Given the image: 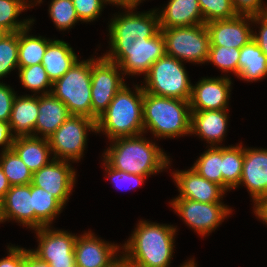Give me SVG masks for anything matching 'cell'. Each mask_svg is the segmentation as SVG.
Instances as JSON below:
<instances>
[{"instance_id": "obj_1", "label": "cell", "mask_w": 267, "mask_h": 267, "mask_svg": "<svg viewBox=\"0 0 267 267\" xmlns=\"http://www.w3.org/2000/svg\"><path fill=\"white\" fill-rule=\"evenodd\" d=\"M132 236L121 247L125 267H169L173 257L176 228L139 221Z\"/></svg>"}, {"instance_id": "obj_2", "label": "cell", "mask_w": 267, "mask_h": 267, "mask_svg": "<svg viewBox=\"0 0 267 267\" xmlns=\"http://www.w3.org/2000/svg\"><path fill=\"white\" fill-rule=\"evenodd\" d=\"M113 139L104 153V160L119 171L148 177L167 168L170 159L167 154L155 144L142 137Z\"/></svg>"}, {"instance_id": "obj_3", "label": "cell", "mask_w": 267, "mask_h": 267, "mask_svg": "<svg viewBox=\"0 0 267 267\" xmlns=\"http://www.w3.org/2000/svg\"><path fill=\"white\" fill-rule=\"evenodd\" d=\"M134 88L135 92H132L125 84L116 93L107 109L98 117L96 133L105 132L110 141L144 133V91L142 86L135 85Z\"/></svg>"}, {"instance_id": "obj_4", "label": "cell", "mask_w": 267, "mask_h": 267, "mask_svg": "<svg viewBox=\"0 0 267 267\" xmlns=\"http://www.w3.org/2000/svg\"><path fill=\"white\" fill-rule=\"evenodd\" d=\"M142 112L144 133L149 129L158 138H175L190 134L189 101L157 96L144 91Z\"/></svg>"}, {"instance_id": "obj_5", "label": "cell", "mask_w": 267, "mask_h": 267, "mask_svg": "<svg viewBox=\"0 0 267 267\" xmlns=\"http://www.w3.org/2000/svg\"><path fill=\"white\" fill-rule=\"evenodd\" d=\"M122 7L128 10L126 14L115 15L108 26L110 48L143 47L160 30L158 10L135 13L133 10L137 6Z\"/></svg>"}, {"instance_id": "obj_6", "label": "cell", "mask_w": 267, "mask_h": 267, "mask_svg": "<svg viewBox=\"0 0 267 267\" xmlns=\"http://www.w3.org/2000/svg\"><path fill=\"white\" fill-rule=\"evenodd\" d=\"M51 93L61 100L71 115L92 119L91 59L76 61L59 79L52 83Z\"/></svg>"}, {"instance_id": "obj_7", "label": "cell", "mask_w": 267, "mask_h": 267, "mask_svg": "<svg viewBox=\"0 0 267 267\" xmlns=\"http://www.w3.org/2000/svg\"><path fill=\"white\" fill-rule=\"evenodd\" d=\"M143 91L157 96L190 101L192 84L182 61L165 54L144 77Z\"/></svg>"}, {"instance_id": "obj_8", "label": "cell", "mask_w": 267, "mask_h": 267, "mask_svg": "<svg viewBox=\"0 0 267 267\" xmlns=\"http://www.w3.org/2000/svg\"><path fill=\"white\" fill-rule=\"evenodd\" d=\"M166 54L180 61L205 63L210 51V35L206 24L160 28Z\"/></svg>"}, {"instance_id": "obj_9", "label": "cell", "mask_w": 267, "mask_h": 267, "mask_svg": "<svg viewBox=\"0 0 267 267\" xmlns=\"http://www.w3.org/2000/svg\"><path fill=\"white\" fill-rule=\"evenodd\" d=\"M96 133V121L81 115H71L48 137L53 159L79 161L86 147L87 132Z\"/></svg>"}, {"instance_id": "obj_10", "label": "cell", "mask_w": 267, "mask_h": 267, "mask_svg": "<svg viewBox=\"0 0 267 267\" xmlns=\"http://www.w3.org/2000/svg\"><path fill=\"white\" fill-rule=\"evenodd\" d=\"M118 70L121 71L120 67L104 56L91 58V107L95 121L125 85Z\"/></svg>"}, {"instance_id": "obj_11", "label": "cell", "mask_w": 267, "mask_h": 267, "mask_svg": "<svg viewBox=\"0 0 267 267\" xmlns=\"http://www.w3.org/2000/svg\"><path fill=\"white\" fill-rule=\"evenodd\" d=\"M166 54L165 40L159 30L153 37L149 38L143 47L137 48H110L109 52L103 56L116 63L121 74L126 75H146L150 67L160 57Z\"/></svg>"}, {"instance_id": "obj_12", "label": "cell", "mask_w": 267, "mask_h": 267, "mask_svg": "<svg viewBox=\"0 0 267 267\" xmlns=\"http://www.w3.org/2000/svg\"><path fill=\"white\" fill-rule=\"evenodd\" d=\"M170 205L190 228L202 236L211 233L232 213V209L223 203H201L186 198L172 199Z\"/></svg>"}, {"instance_id": "obj_13", "label": "cell", "mask_w": 267, "mask_h": 267, "mask_svg": "<svg viewBox=\"0 0 267 267\" xmlns=\"http://www.w3.org/2000/svg\"><path fill=\"white\" fill-rule=\"evenodd\" d=\"M39 245L30 250L39 260L50 267H71L75 264L74 245L77 236L64 230H53L50 226L35 229Z\"/></svg>"}, {"instance_id": "obj_14", "label": "cell", "mask_w": 267, "mask_h": 267, "mask_svg": "<svg viewBox=\"0 0 267 267\" xmlns=\"http://www.w3.org/2000/svg\"><path fill=\"white\" fill-rule=\"evenodd\" d=\"M118 251L117 244L102 241L90 231L76 238L75 263L80 267H120L122 257H117Z\"/></svg>"}, {"instance_id": "obj_15", "label": "cell", "mask_w": 267, "mask_h": 267, "mask_svg": "<svg viewBox=\"0 0 267 267\" xmlns=\"http://www.w3.org/2000/svg\"><path fill=\"white\" fill-rule=\"evenodd\" d=\"M75 173L68 160L52 158L47 165L33 173L31 184L53 194L64 206L73 190Z\"/></svg>"}, {"instance_id": "obj_16", "label": "cell", "mask_w": 267, "mask_h": 267, "mask_svg": "<svg viewBox=\"0 0 267 267\" xmlns=\"http://www.w3.org/2000/svg\"><path fill=\"white\" fill-rule=\"evenodd\" d=\"M249 20H252V16L236 15L230 19L206 23L210 35V46L241 49L253 39V30L250 29Z\"/></svg>"}, {"instance_id": "obj_17", "label": "cell", "mask_w": 267, "mask_h": 267, "mask_svg": "<svg viewBox=\"0 0 267 267\" xmlns=\"http://www.w3.org/2000/svg\"><path fill=\"white\" fill-rule=\"evenodd\" d=\"M231 80L228 77L202 78L192 86L190 98L191 110L227 109L231 92Z\"/></svg>"}, {"instance_id": "obj_18", "label": "cell", "mask_w": 267, "mask_h": 267, "mask_svg": "<svg viewBox=\"0 0 267 267\" xmlns=\"http://www.w3.org/2000/svg\"><path fill=\"white\" fill-rule=\"evenodd\" d=\"M172 174L180 192L176 198H186L201 203H222L220 199L226 191L220 185L200 176L193 168Z\"/></svg>"}, {"instance_id": "obj_19", "label": "cell", "mask_w": 267, "mask_h": 267, "mask_svg": "<svg viewBox=\"0 0 267 267\" xmlns=\"http://www.w3.org/2000/svg\"><path fill=\"white\" fill-rule=\"evenodd\" d=\"M239 185H245L254 204L267 196V149L244 147V162Z\"/></svg>"}, {"instance_id": "obj_20", "label": "cell", "mask_w": 267, "mask_h": 267, "mask_svg": "<svg viewBox=\"0 0 267 267\" xmlns=\"http://www.w3.org/2000/svg\"><path fill=\"white\" fill-rule=\"evenodd\" d=\"M227 109L191 110L190 134L199 135L212 146L221 143L228 124Z\"/></svg>"}, {"instance_id": "obj_21", "label": "cell", "mask_w": 267, "mask_h": 267, "mask_svg": "<svg viewBox=\"0 0 267 267\" xmlns=\"http://www.w3.org/2000/svg\"><path fill=\"white\" fill-rule=\"evenodd\" d=\"M1 202L2 219H13L33 230L31 184L11 186Z\"/></svg>"}, {"instance_id": "obj_22", "label": "cell", "mask_w": 267, "mask_h": 267, "mask_svg": "<svg viewBox=\"0 0 267 267\" xmlns=\"http://www.w3.org/2000/svg\"><path fill=\"white\" fill-rule=\"evenodd\" d=\"M39 96H16L9 119L12 135L16 137H35V125L39 115ZM14 131V132H13Z\"/></svg>"}, {"instance_id": "obj_23", "label": "cell", "mask_w": 267, "mask_h": 267, "mask_svg": "<svg viewBox=\"0 0 267 267\" xmlns=\"http://www.w3.org/2000/svg\"><path fill=\"white\" fill-rule=\"evenodd\" d=\"M38 112L35 137L40 133L43 138L51 136L71 116L67 106L52 93L40 94Z\"/></svg>"}, {"instance_id": "obj_24", "label": "cell", "mask_w": 267, "mask_h": 267, "mask_svg": "<svg viewBox=\"0 0 267 267\" xmlns=\"http://www.w3.org/2000/svg\"><path fill=\"white\" fill-rule=\"evenodd\" d=\"M159 15L160 28L204 24L198 0H169Z\"/></svg>"}, {"instance_id": "obj_25", "label": "cell", "mask_w": 267, "mask_h": 267, "mask_svg": "<svg viewBox=\"0 0 267 267\" xmlns=\"http://www.w3.org/2000/svg\"><path fill=\"white\" fill-rule=\"evenodd\" d=\"M11 149L33 173L50 162L51 149L48 138L16 137Z\"/></svg>"}, {"instance_id": "obj_26", "label": "cell", "mask_w": 267, "mask_h": 267, "mask_svg": "<svg viewBox=\"0 0 267 267\" xmlns=\"http://www.w3.org/2000/svg\"><path fill=\"white\" fill-rule=\"evenodd\" d=\"M77 60V55L68 43L61 40H51L47 45L41 64L53 83L61 78Z\"/></svg>"}, {"instance_id": "obj_27", "label": "cell", "mask_w": 267, "mask_h": 267, "mask_svg": "<svg viewBox=\"0 0 267 267\" xmlns=\"http://www.w3.org/2000/svg\"><path fill=\"white\" fill-rule=\"evenodd\" d=\"M239 74L245 81H259L267 76V56L252 39L240 49Z\"/></svg>"}, {"instance_id": "obj_28", "label": "cell", "mask_w": 267, "mask_h": 267, "mask_svg": "<svg viewBox=\"0 0 267 267\" xmlns=\"http://www.w3.org/2000/svg\"><path fill=\"white\" fill-rule=\"evenodd\" d=\"M33 202V230L51 226L52 221L62 211L64 206L46 190L31 184Z\"/></svg>"}, {"instance_id": "obj_29", "label": "cell", "mask_w": 267, "mask_h": 267, "mask_svg": "<svg viewBox=\"0 0 267 267\" xmlns=\"http://www.w3.org/2000/svg\"><path fill=\"white\" fill-rule=\"evenodd\" d=\"M28 26L18 31V65L19 67H28L35 64H41L42 58L46 52L47 45L51 41L42 36L28 35Z\"/></svg>"}, {"instance_id": "obj_30", "label": "cell", "mask_w": 267, "mask_h": 267, "mask_svg": "<svg viewBox=\"0 0 267 267\" xmlns=\"http://www.w3.org/2000/svg\"><path fill=\"white\" fill-rule=\"evenodd\" d=\"M244 162L242 145L222 147L223 189L227 192L239 186Z\"/></svg>"}, {"instance_id": "obj_31", "label": "cell", "mask_w": 267, "mask_h": 267, "mask_svg": "<svg viewBox=\"0 0 267 267\" xmlns=\"http://www.w3.org/2000/svg\"><path fill=\"white\" fill-rule=\"evenodd\" d=\"M193 168L200 176L223 188L222 146H212L196 160Z\"/></svg>"}, {"instance_id": "obj_32", "label": "cell", "mask_w": 267, "mask_h": 267, "mask_svg": "<svg viewBox=\"0 0 267 267\" xmlns=\"http://www.w3.org/2000/svg\"><path fill=\"white\" fill-rule=\"evenodd\" d=\"M27 2L31 1L0 0V27L5 29L8 33H13L31 26L34 19H25L23 21L16 20L23 10L25 11L27 8L33 6Z\"/></svg>"}, {"instance_id": "obj_33", "label": "cell", "mask_w": 267, "mask_h": 267, "mask_svg": "<svg viewBox=\"0 0 267 267\" xmlns=\"http://www.w3.org/2000/svg\"><path fill=\"white\" fill-rule=\"evenodd\" d=\"M0 166L11 186L31 184L33 172L12 149L2 151Z\"/></svg>"}, {"instance_id": "obj_34", "label": "cell", "mask_w": 267, "mask_h": 267, "mask_svg": "<svg viewBox=\"0 0 267 267\" xmlns=\"http://www.w3.org/2000/svg\"><path fill=\"white\" fill-rule=\"evenodd\" d=\"M19 78L23 87L39 93L42 91L43 94H49L52 91V82L48 78L45 68L42 64H35L28 67H19ZM50 88L49 90L47 88ZM47 90H46V89ZM46 90V91H45Z\"/></svg>"}, {"instance_id": "obj_35", "label": "cell", "mask_w": 267, "mask_h": 267, "mask_svg": "<svg viewBox=\"0 0 267 267\" xmlns=\"http://www.w3.org/2000/svg\"><path fill=\"white\" fill-rule=\"evenodd\" d=\"M18 65V32L8 33L0 40V79Z\"/></svg>"}, {"instance_id": "obj_36", "label": "cell", "mask_w": 267, "mask_h": 267, "mask_svg": "<svg viewBox=\"0 0 267 267\" xmlns=\"http://www.w3.org/2000/svg\"><path fill=\"white\" fill-rule=\"evenodd\" d=\"M240 49L225 46H210L207 62H212L223 72H233L236 76L239 74Z\"/></svg>"}, {"instance_id": "obj_37", "label": "cell", "mask_w": 267, "mask_h": 267, "mask_svg": "<svg viewBox=\"0 0 267 267\" xmlns=\"http://www.w3.org/2000/svg\"><path fill=\"white\" fill-rule=\"evenodd\" d=\"M48 11L59 30L70 29L79 21L72 0H52Z\"/></svg>"}, {"instance_id": "obj_38", "label": "cell", "mask_w": 267, "mask_h": 267, "mask_svg": "<svg viewBox=\"0 0 267 267\" xmlns=\"http://www.w3.org/2000/svg\"><path fill=\"white\" fill-rule=\"evenodd\" d=\"M204 24L223 19H230L237 15L232 0H198Z\"/></svg>"}, {"instance_id": "obj_39", "label": "cell", "mask_w": 267, "mask_h": 267, "mask_svg": "<svg viewBox=\"0 0 267 267\" xmlns=\"http://www.w3.org/2000/svg\"><path fill=\"white\" fill-rule=\"evenodd\" d=\"M103 161L106 173H108V176L111 178L113 184L118 190H123V188H128V190L131 188L133 189L140 184L142 185L144 180L147 178L146 176L119 171L115 168H112L104 159Z\"/></svg>"}, {"instance_id": "obj_40", "label": "cell", "mask_w": 267, "mask_h": 267, "mask_svg": "<svg viewBox=\"0 0 267 267\" xmlns=\"http://www.w3.org/2000/svg\"><path fill=\"white\" fill-rule=\"evenodd\" d=\"M107 2L109 3L108 0H72L79 20L84 22L98 18Z\"/></svg>"}, {"instance_id": "obj_41", "label": "cell", "mask_w": 267, "mask_h": 267, "mask_svg": "<svg viewBox=\"0 0 267 267\" xmlns=\"http://www.w3.org/2000/svg\"><path fill=\"white\" fill-rule=\"evenodd\" d=\"M16 93L8 85L0 83V121L9 122Z\"/></svg>"}, {"instance_id": "obj_42", "label": "cell", "mask_w": 267, "mask_h": 267, "mask_svg": "<svg viewBox=\"0 0 267 267\" xmlns=\"http://www.w3.org/2000/svg\"><path fill=\"white\" fill-rule=\"evenodd\" d=\"M262 0H232L237 15L255 16L267 12V5L262 6Z\"/></svg>"}, {"instance_id": "obj_43", "label": "cell", "mask_w": 267, "mask_h": 267, "mask_svg": "<svg viewBox=\"0 0 267 267\" xmlns=\"http://www.w3.org/2000/svg\"><path fill=\"white\" fill-rule=\"evenodd\" d=\"M251 22L261 24L259 33L257 34L253 31L252 38L261 51L267 56V12L252 16Z\"/></svg>"}, {"instance_id": "obj_44", "label": "cell", "mask_w": 267, "mask_h": 267, "mask_svg": "<svg viewBox=\"0 0 267 267\" xmlns=\"http://www.w3.org/2000/svg\"><path fill=\"white\" fill-rule=\"evenodd\" d=\"M9 254L0 259V267H24L25 249L18 246H8Z\"/></svg>"}, {"instance_id": "obj_45", "label": "cell", "mask_w": 267, "mask_h": 267, "mask_svg": "<svg viewBox=\"0 0 267 267\" xmlns=\"http://www.w3.org/2000/svg\"><path fill=\"white\" fill-rule=\"evenodd\" d=\"M14 139L9 123L0 121V146L4 147L3 151L11 149Z\"/></svg>"}, {"instance_id": "obj_46", "label": "cell", "mask_w": 267, "mask_h": 267, "mask_svg": "<svg viewBox=\"0 0 267 267\" xmlns=\"http://www.w3.org/2000/svg\"><path fill=\"white\" fill-rule=\"evenodd\" d=\"M256 216L267 224V196L260 198L254 205Z\"/></svg>"}, {"instance_id": "obj_47", "label": "cell", "mask_w": 267, "mask_h": 267, "mask_svg": "<svg viewBox=\"0 0 267 267\" xmlns=\"http://www.w3.org/2000/svg\"><path fill=\"white\" fill-rule=\"evenodd\" d=\"M24 267H50L49 263L39 260L30 250L25 249Z\"/></svg>"}, {"instance_id": "obj_48", "label": "cell", "mask_w": 267, "mask_h": 267, "mask_svg": "<svg viewBox=\"0 0 267 267\" xmlns=\"http://www.w3.org/2000/svg\"><path fill=\"white\" fill-rule=\"evenodd\" d=\"M11 188L7 177L5 176L2 167L0 166V201L4 198L7 191Z\"/></svg>"}, {"instance_id": "obj_49", "label": "cell", "mask_w": 267, "mask_h": 267, "mask_svg": "<svg viewBox=\"0 0 267 267\" xmlns=\"http://www.w3.org/2000/svg\"><path fill=\"white\" fill-rule=\"evenodd\" d=\"M109 4H116L119 6H138V4L141 3L142 0H108Z\"/></svg>"}, {"instance_id": "obj_50", "label": "cell", "mask_w": 267, "mask_h": 267, "mask_svg": "<svg viewBox=\"0 0 267 267\" xmlns=\"http://www.w3.org/2000/svg\"><path fill=\"white\" fill-rule=\"evenodd\" d=\"M181 267H196L194 260H189L188 262H185Z\"/></svg>"}, {"instance_id": "obj_51", "label": "cell", "mask_w": 267, "mask_h": 267, "mask_svg": "<svg viewBox=\"0 0 267 267\" xmlns=\"http://www.w3.org/2000/svg\"><path fill=\"white\" fill-rule=\"evenodd\" d=\"M8 34V32L3 29L2 27H0V40L6 35Z\"/></svg>"}, {"instance_id": "obj_52", "label": "cell", "mask_w": 267, "mask_h": 267, "mask_svg": "<svg viewBox=\"0 0 267 267\" xmlns=\"http://www.w3.org/2000/svg\"><path fill=\"white\" fill-rule=\"evenodd\" d=\"M0 222H3V219H2V212H1V202H0Z\"/></svg>"}, {"instance_id": "obj_53", "label": "cell", "mask_w": 267, "mask_h": 267, "mask_svg": "<svg viewBox=\"0 0 267 267\" xmlns=\"http://www.w3.org/2000/svg\"><path fill=\"white\" fill-rule=\"evenodd\" d=\"M71 267H80V266L75 263Z\"/></svg>"}]
</instances>
